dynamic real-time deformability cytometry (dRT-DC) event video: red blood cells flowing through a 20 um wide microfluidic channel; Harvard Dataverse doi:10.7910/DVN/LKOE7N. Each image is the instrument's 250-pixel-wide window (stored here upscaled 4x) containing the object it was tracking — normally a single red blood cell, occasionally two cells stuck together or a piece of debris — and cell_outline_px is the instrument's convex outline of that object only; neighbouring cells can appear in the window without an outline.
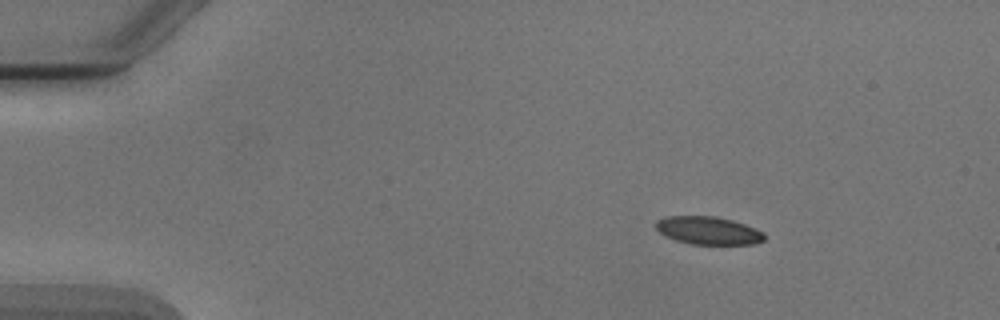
{"species": "Egyptian fruit bat (a non-hibernating species)", "species_latin": "Rousettus aegyptiacus", "temperature_condition": "cold", "stored_images_in_passage": 6, "camera_frame_rate_fps": 3000, "um_per_image_px": 0.085, "animal": {"sex": "male"}, "frame": {"image": 1, "passage_image": 2, "time_ms": 1.333, "image_size_px": [1000, 320], "cell_outline_px": [[764, 240], [756, 244], [692, 244], [676, 240], [664, 236], [656, 228], [656, 220], [664, 216], [712, 216], [732, 220], [756, 228], [764, 232]], "centroid_in_image_um": [60.2, 19.59], "position_along_channel_um": 24.8, "area_um2": 17.69}}